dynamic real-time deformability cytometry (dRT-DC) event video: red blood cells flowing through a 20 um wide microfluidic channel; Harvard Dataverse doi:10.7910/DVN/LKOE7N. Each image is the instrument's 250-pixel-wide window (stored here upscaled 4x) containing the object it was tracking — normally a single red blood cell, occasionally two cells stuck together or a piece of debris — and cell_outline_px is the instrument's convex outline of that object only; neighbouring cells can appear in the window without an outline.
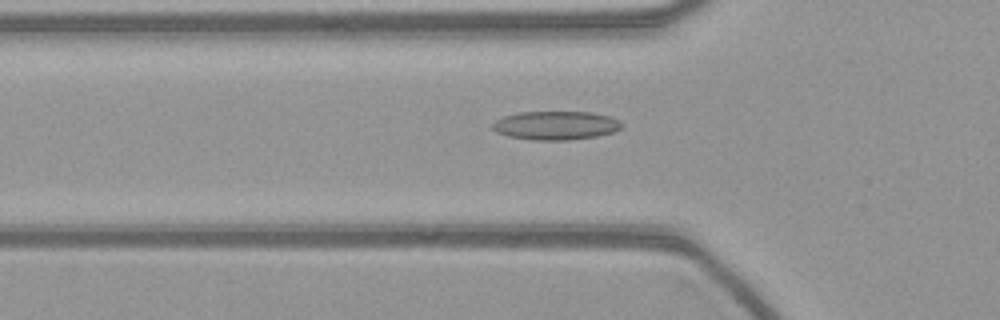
{"species": "common noctule bat (a hibernating species)", "species_latin": "Nyctalus noctula", "temperature_condition": "warm", "stored_images_in_passage": 53, "camera_frame_rate_fps": 3000, "um_per_image_px": 0.085, "animal": {"sex": "female", "body_mass_g": 21.9}, "frame": {"image": 1, "passage_image": 18, "time_ms": 5.667, "image_size_px": [1000, 320], "cell_outline_px": [[624, 124], [620, 128], [612, 132], [596, 136], [568, 140], [532, 140], [508, 136], [496, 132], [492, 128], [492, 124], [496, 120], [504, 116], [520, 112], [592, 112], [608, 116], [620, 120]], "centroid_in_image_um": [47.24, 10.66], "position_along_channel_um": 78.6, "area_um2": 21.56}}
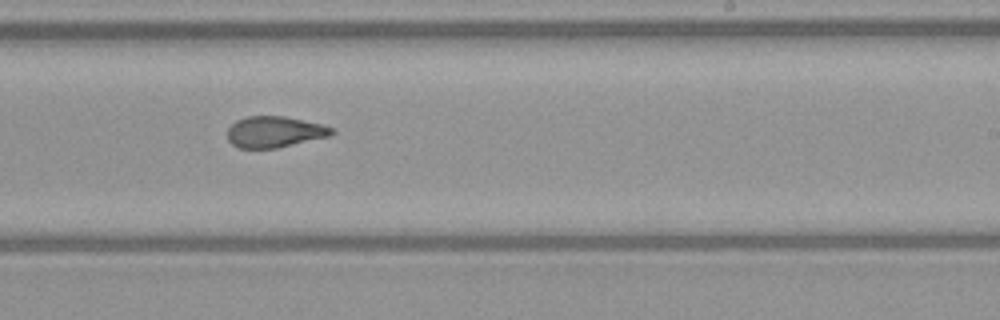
{"frame": {"image": 2, "passage_image": 33, "time_ms": 10.667, "image_size_px": [1000, 320], "cell_outline_px": [[336, 132], [328, 136], [276, 148], [236, 148], [228, 140], [228, 128], [236, 120], [248, 116], [284, 116], [320, 124], [332, 128]], "centroid_in_image_um": [23.29, 11.21], "position_along_channel_um": 265.7, "area_um2": 18.73}}
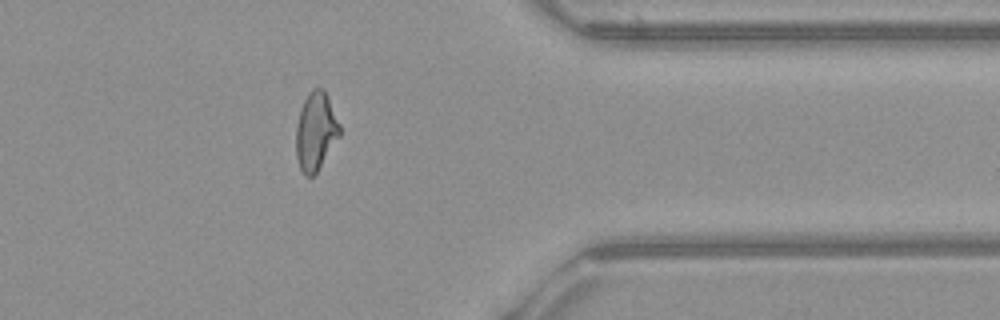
{"frame": {"image": 3, "passage_image": 44, "time_ms": 14.333, "image_size_px": [1000, 320], "cell_outline_px": [[340, 136], [316, 172], [312, 176], [304, 176], [300, 168], [296, 156], [296, 128], [300, 108], [308, 92], [312, 88], [324, 88], [328, 96], [340, 124]], "centroid_in_image_um": [26.83, 11.13], "position_along_channel_um": 384.6, "area_um2": 19.94}}